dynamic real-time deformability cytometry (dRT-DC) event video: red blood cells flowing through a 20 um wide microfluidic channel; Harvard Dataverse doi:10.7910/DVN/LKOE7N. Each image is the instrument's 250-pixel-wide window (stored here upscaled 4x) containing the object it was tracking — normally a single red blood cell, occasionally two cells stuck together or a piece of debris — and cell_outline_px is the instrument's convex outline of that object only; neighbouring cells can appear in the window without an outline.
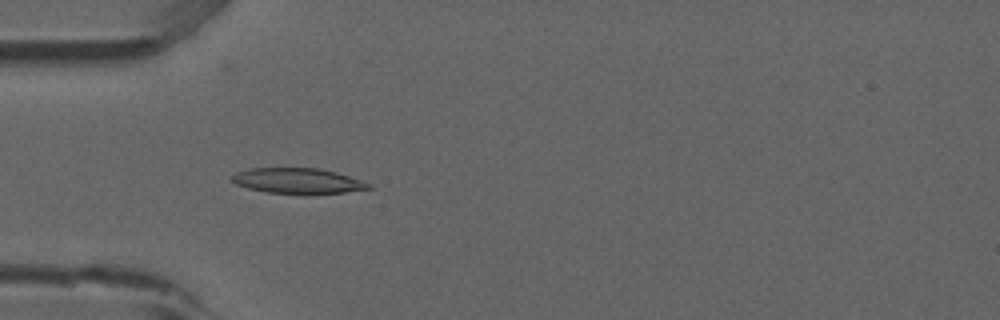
{"species": "common noctule bat (a hibernating species)", "species_latin": "Nyctalus noctula", "temperature_condition": "room temperature", "stored_images_in_passage": 51, "camera_frame_rate_fps": 3000, "um_per_image_px": 0.085, "animal": {"sex": "male", "forearm_length_mm": 52.5}, "frame": {"image": 1, "passage_image": 14, "time_ms": 4.333, "image_size_px": [1000, 320], "cell_outline_px": [[372, 188], [344, 192], [304, 196], [268, 192], [248, 188], [236, 184], [232, 180], [232, 176], [236, 172], [248, 168], [316, 168], [336, 172], [372, 184]], "centroid_in_image_um": [25.32, 15.4], "position_along_channel_um": 59.7, "area_um2": 20.63}}
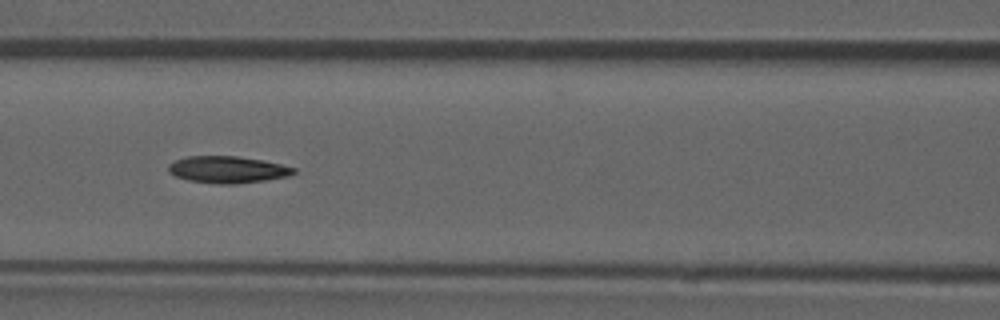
{"frame": {"image": 2, "passage_image": 21, "time_ms": 6.667, "image_size_px": [1000, 320], "cell_outline_px": [[296, 172], [288, 176], [264, 180], [236, 184], [220, 184], [188, 180], [176, 176], [168, 172], [168, 164], [176, 160], [188, 156], [236, 156], [264, 160], [296, 168]], "centroid_in_image_um": [19.34, 14.41], "position_along_channel_um": 147.3, "area_um2": 19.54}}
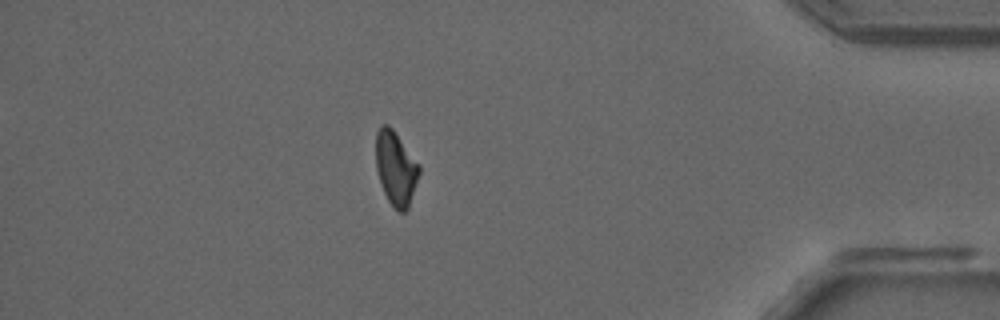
{"frame": {"image": 3, "passage_image": 44, "time_ms": 14.333, "image_size_px": [1000, 320], "cell_outline_px": [[420, 172], [408, 208], [404, 212], [396, 212], [392, 208], [384, 192], [376, 168], [376, 132], [380, 124], [388, 124], [392, 128], [420, 164]], "centroid_in_image_um": [33.64, 14.3], "position_along_channel_um": 401.6, "area_um2": 18.79}}